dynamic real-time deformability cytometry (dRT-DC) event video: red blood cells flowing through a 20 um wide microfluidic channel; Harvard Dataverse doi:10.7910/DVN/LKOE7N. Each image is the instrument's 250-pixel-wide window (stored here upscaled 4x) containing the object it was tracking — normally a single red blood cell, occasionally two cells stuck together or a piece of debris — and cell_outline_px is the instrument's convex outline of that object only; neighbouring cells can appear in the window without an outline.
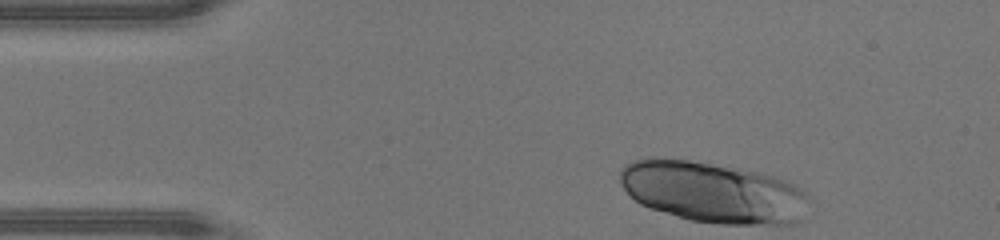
{"species": "human", "species_latin": "Homo sapiens", "temperature_condition": "warm", "stored_images_in_passage": 33, "camera_frame_rate_fps": 3000, "um_per_image_px": 0.085, "donor": {"sex": "male"}, "frame": {"image": 1, "passage_image": 1, "time_ms": 0.0, "image_size_px": [1000, 240], "cell_outline_px": [[804, 196], [800, 220], [792, 224], [720, 224], [692, 220], [648, 208], [640, 204], [620, 184], [620, 168], [624, 164], [632, 160], [648, 156], [652, 156], [688, 160], [740, 168], [772, 176], [796, 184], [804, 192]], "centroid_in_image_um": [60.48, 16.31], "position_along_channel_um": 24.5, "area_um2": 66.76}}